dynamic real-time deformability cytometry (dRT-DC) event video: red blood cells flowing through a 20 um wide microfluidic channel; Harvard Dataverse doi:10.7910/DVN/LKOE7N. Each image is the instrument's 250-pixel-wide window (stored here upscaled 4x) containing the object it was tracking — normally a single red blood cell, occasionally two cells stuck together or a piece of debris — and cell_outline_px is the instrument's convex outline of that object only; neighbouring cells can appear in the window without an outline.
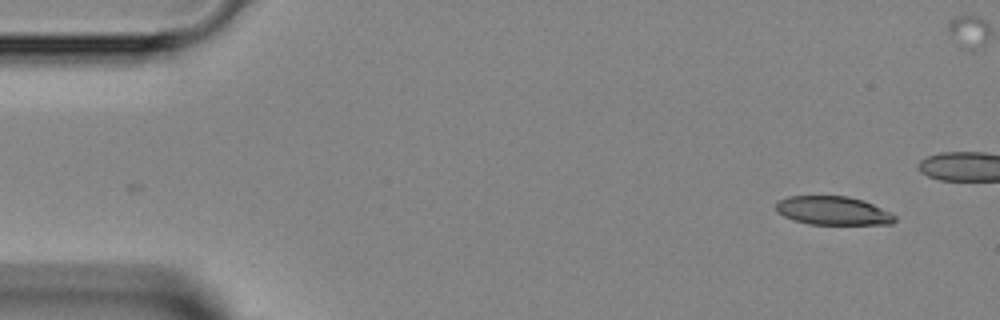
{"species": "Egyptian fruit bat (a non-hibernating species)", "species_latin": "Rousettus aegyptiacus", "temperature_condition": "room temperature", "stored_images_in_passage": 2, "camera_frame_rate_fps": 3000, "um_per_image_px": 0.085, "animal": {"sex": "female"}, "frame": {"image": 1, "passage_image": 2, "time_ms": 2.0, "image_size_px": [1000, 320], "cell_outline_px": [[896, 220], [892, 224], [808, 224], [792, 220], [776, 212], [776, 204], [780, 200], [788, 196], [848, 196], [864, 200], [896, 216]], "centroid_in_image_um": [70.78, 17.91], "position_along_channel_um": 14.2, "area_um2": 19.77}}